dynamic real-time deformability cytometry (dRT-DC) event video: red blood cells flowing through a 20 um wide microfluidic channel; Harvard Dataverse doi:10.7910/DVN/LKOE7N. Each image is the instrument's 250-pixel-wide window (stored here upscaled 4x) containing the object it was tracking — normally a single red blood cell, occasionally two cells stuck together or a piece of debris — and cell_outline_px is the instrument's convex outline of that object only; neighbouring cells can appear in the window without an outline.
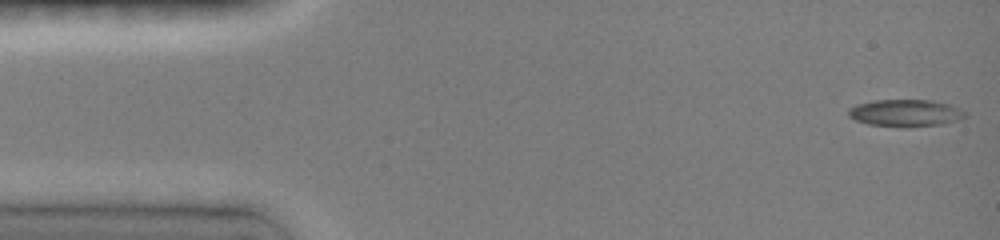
{"species": "common noctule bat (a hibernating species)", "species_latin": "Nyctalus noctula", "temperature_condition": "room temperature", "stored_images_in_passage": 29, "camera_frame_rate_fps": 3000, "um_per_image_px": 0.085, "animal": {"sex": "female", "body_mass_g": 19.0, "forearm_length_mm": 51.5}, "frame": {"image": 1, "passage_image": 1, "time_ms": 0.0, "image_size_px": [1000, 240], "cell_outline_px": [[968, 112], [964, 116], [956, 120], [940, 124], [868, 124], [856, 120], [848, 116], [848, 108], [856, 104], [872, 100], [932, 100], [952, 104]], "centroid_in_image_um": [76.95, 9.54], "position_along_channel_um": 8.0, "area_um2": 17.63}}
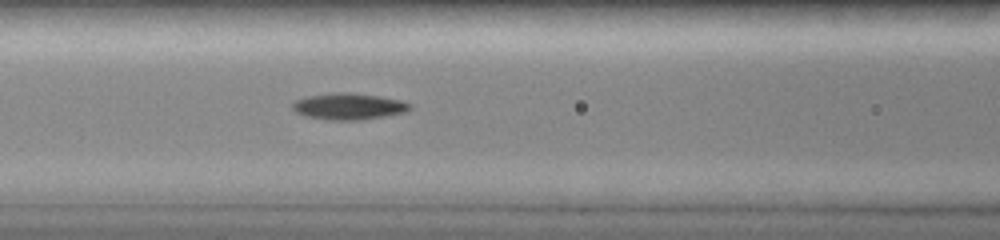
{"frame": {"image": 2, "passage_image": 22, "time_ms": 6.0, "image_size_px": [1000, 240], "cell_outline_px": [[412, 108], [408, 112], [360, 120], [328, 120], [304, 116], [296, 112], [292, 108], [292, 104], [296, 100], [308, 96], [332, 92], [352, 92], [380, 96], [404, 100], [412, 104]], "centroid_in_image_um": [29.69, 9.03], "position_along_channel_um": 136.9, "area_um2": 18.44}}
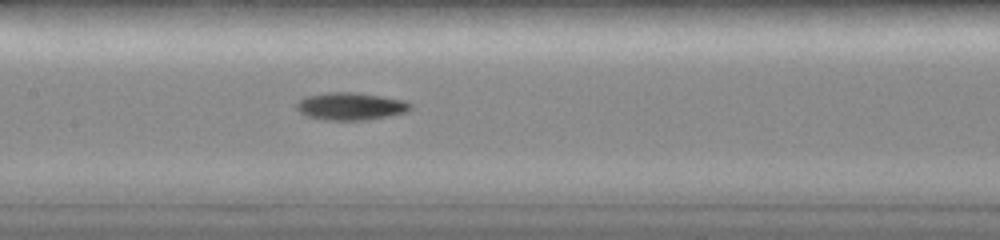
{"frame": {"image": 3, "passage_image": 27, "time_ms": 7.0, "image_size_px": [1000, 240], "cell_outline_px": [[412, 108], [408, 112], [368, 120], [328, 120], [308, 116], [300, 112], [296, 108], [296, 104], [304, 96], [328, 92], [356, 92], [404, 100], [412, 104]], "centroid_in_image_um": [29.83, 9.03], "position_along_channel_um": 177.6, "area_um2": 18.32}}